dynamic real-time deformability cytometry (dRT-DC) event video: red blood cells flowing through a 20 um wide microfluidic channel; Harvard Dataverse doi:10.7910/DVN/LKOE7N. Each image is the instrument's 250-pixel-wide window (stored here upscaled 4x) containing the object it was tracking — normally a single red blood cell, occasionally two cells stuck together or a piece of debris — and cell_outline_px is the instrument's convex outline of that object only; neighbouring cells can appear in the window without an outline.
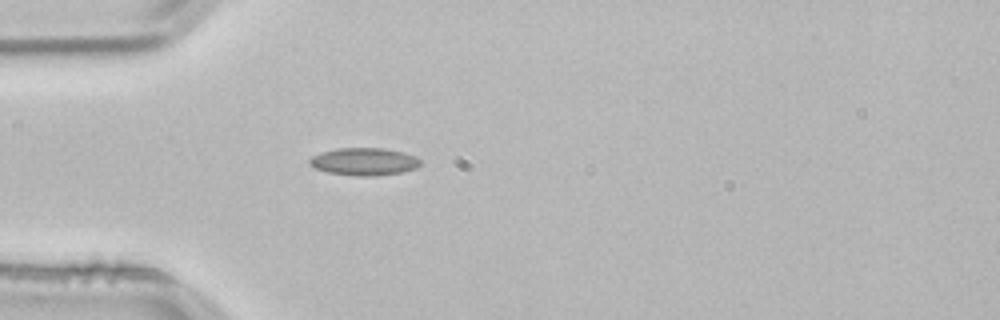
{"species": "common noctule bat (a hibernating species)", "species_latin": "Nyctalus noctula", "temperature_condition": "room temperature", "stored_images_in_passage": 1, "camera_frame_rate_fps": 3000, "um_per_image_px": 0.085, "animal": {"sex": "male", "body_mass_g": 21.5, "forearm_length_mm": 52.0}, "frame": {"image": 1, "passage_image": 1, "time_ms": 0.0, "image_size_px": [1000, 320], "cell_outline_px": [[420, 164], [416, 168], [400, 172], [376, 176], [356, 176], [328, 172], [316, 168], [308, 164], [308, 160], [312, 156], [320, 152], [340, 148], [384, 148], [404, 152], [416, 156], [420, 160]], "centroid_in_image_um": [30.94, 13.73], "position_along_channel_um": 54.1, "area_um2": 17.8}}